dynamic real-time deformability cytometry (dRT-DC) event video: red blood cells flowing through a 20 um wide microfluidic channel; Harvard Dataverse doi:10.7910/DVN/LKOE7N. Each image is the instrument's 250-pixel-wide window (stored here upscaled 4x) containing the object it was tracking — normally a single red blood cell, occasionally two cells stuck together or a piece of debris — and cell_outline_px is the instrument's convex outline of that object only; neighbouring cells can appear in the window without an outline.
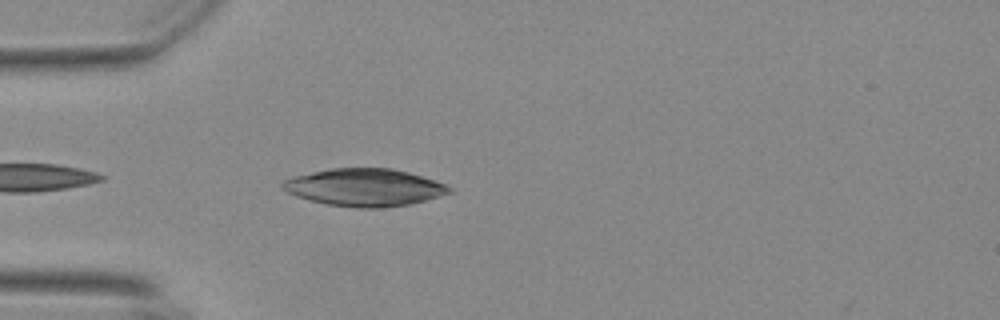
{"species": "Egyptian fruit bat (a non-hibernating species)", "species_latin": "Rousettus aegyptiacus", "temperature_condition": "warm", "stored_images_in_passage": 10, "camera_frame_rate_fps": 3000, "um_per_image_px": 0.085, "animal": {"sex": "female"}, "frame": {"image": 1, "passage_image": 2, "time_ms": 0.333, "image_size_px": [1000, 320], "cell_outline_px": [[452, 192], [424, 200], [408, 204], [376, 208], [356, 208], [328, 204], [296, 196], [280, 188], [280, 184], [284, 180], [296, 176], [312, 172], [332, 168], [392, 168], [408, 172], [444, 184], [452, 188]], "centroid_in_image_um": [30.95, 15.92], "position_along_channel_um": 54.1, "area_um2": 35.89}}
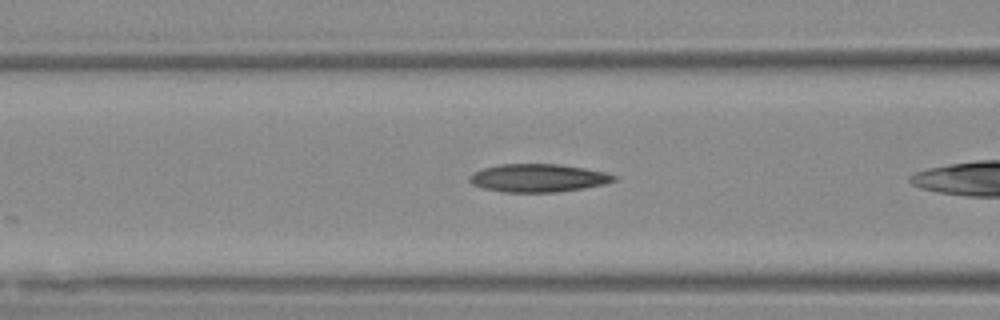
{"frame": {"image": 2, "passage_image": 5, "time_ms": 1.333, "image_size_px": [1000, 320], "cell_outline_px": [[616, 180], [604, 184], [584, 188], [556, 192], [500, 192], [484, 188], [472, 184], [468, 180], [468, 176], [484, 168], [500, 164], [556, 164], [584, 168], [604, 172], [616, 176]], "centroid_in_image_um": [45.72, 15.13], "position_along_channel_um": 120.9, "area_um2": 23.47}}